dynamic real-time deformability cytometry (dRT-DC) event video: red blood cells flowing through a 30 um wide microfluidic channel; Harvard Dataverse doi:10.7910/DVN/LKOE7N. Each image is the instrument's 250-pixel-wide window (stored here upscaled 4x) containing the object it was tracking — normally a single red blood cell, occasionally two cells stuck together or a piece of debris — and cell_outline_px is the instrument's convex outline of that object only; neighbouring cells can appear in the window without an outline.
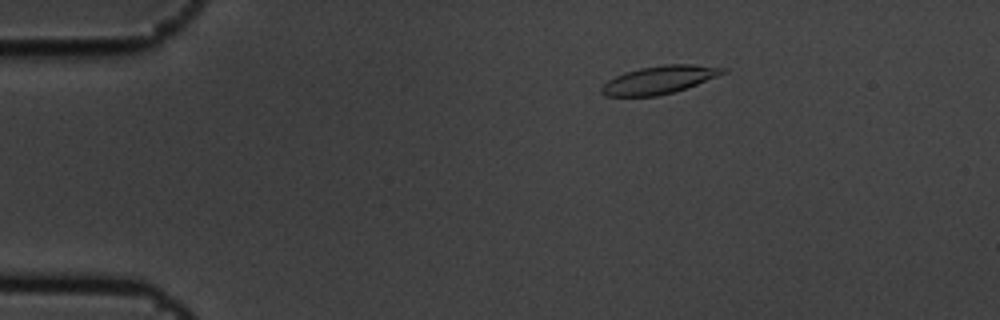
{"species": "common noctule bat (a hibernating species)", "species_latin": "Nyctalus noctula", "temperature_condition": "cold", "stored_images_in_passage": 6, "camera_frame_rate_fps": 3000, "um_per_image_px": 0.085, "animal": {"sex": "male", "body_mass_g": 19.5, "forearm_length_mm": 54.6}, "frame": {"image": 1, "passage_image": 3, "time_ms": 0.667, "image_size_px": [1000, 320], "cell_outline_px": [[728, 72], [696, 84], [672, 92], [656, 96], [604, 96], [600, 92], [600, 88], [608, 80], [624, 72], [640, 68], [664, 64], [692, 64], [728, 68]], "centroid_in_image_um": [56.03, 6.77], "position_along_channel_um": 29.0, "area_um2": 19.65}}
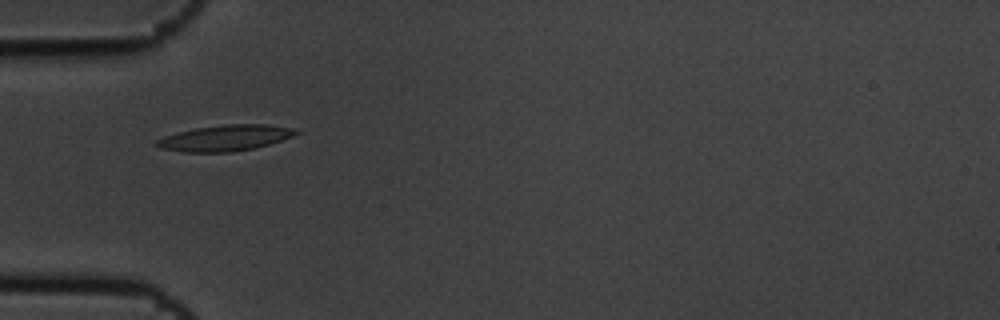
{"frame": {"image": 2, "passage_image": 5, "time_ms": 1.333, "image_size_px": [1000, 320], "cell_outline_px": [[300, 132], [292, 136], [268, 144], [252, 148], [232, 152], [184, 152], [160, 148], [156, 144], [156, 140], [164, 136], [196, 128], [224, 124], [268, 124], [296, 128]], "centroid_in_image_um": [19.16, 11.72], "position_along_channel_um": 65.8, "area_um2": 20.87}}
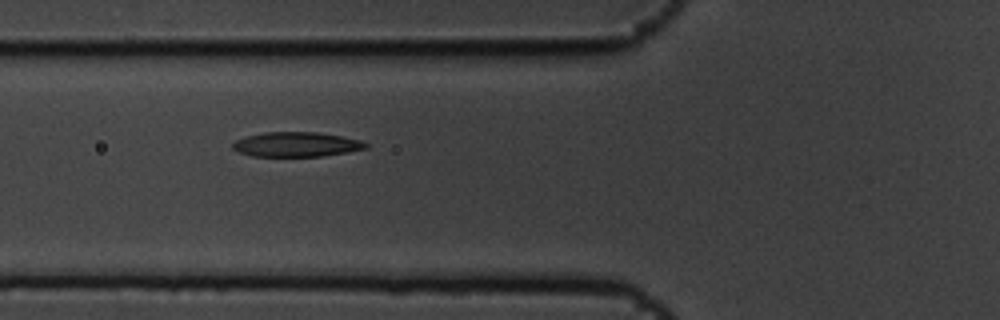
{"frame": {"image": 3, "passage_image": 6, "time_ms": 1.667, "image_size_px": [1000, 320], "cell_outline_px": [[368, 148], [348, 152], [324, 156], [252, 156], [240, 152], [232, 148], [232, 144], [236, 140], [248, 136], [264, 132], [316, 132], [340, 136], [360, 140], [368, 144]], "centroid_in_image_um": [25.21, 12.28], "position_along_channel_um": 100.6, "area_um2": 19.02}}